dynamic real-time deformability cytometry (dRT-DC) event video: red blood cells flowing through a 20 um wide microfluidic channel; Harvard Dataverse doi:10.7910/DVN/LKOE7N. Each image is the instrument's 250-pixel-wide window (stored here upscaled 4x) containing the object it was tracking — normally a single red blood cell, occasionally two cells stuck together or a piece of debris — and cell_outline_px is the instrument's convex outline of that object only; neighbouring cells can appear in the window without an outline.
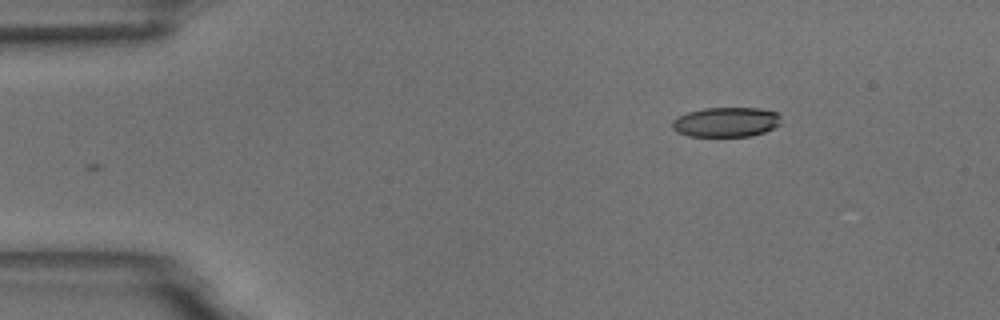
{"species": "common noctule bat (a hibernating species)", "species_latin": "Nyctalus noctula", "temperature_condition": "room temperature", "stored_images_in_passage": 4, "camera_frame_rate_fps": 3000, "um_per_image_px": 0.085, "animal": {"sex": "male", "body_mass_g": 18.8}, "frame": {"image": 1, "passage_image": 4, "time_ms": 3.667, "image_size_px": [1000, 320], "cell_outline_px": [[780, 124], [764, 132], [752, 136], [688, 136], [676, 132], [672, 128], [672, 120], [688, 112], [704, 108], [760, 108], [776, 112], [780, 116]], "centroid_in_image_um": [61.71, 10.38], "position_along_channel_um": 23.3, "area_um2": 18.84}}